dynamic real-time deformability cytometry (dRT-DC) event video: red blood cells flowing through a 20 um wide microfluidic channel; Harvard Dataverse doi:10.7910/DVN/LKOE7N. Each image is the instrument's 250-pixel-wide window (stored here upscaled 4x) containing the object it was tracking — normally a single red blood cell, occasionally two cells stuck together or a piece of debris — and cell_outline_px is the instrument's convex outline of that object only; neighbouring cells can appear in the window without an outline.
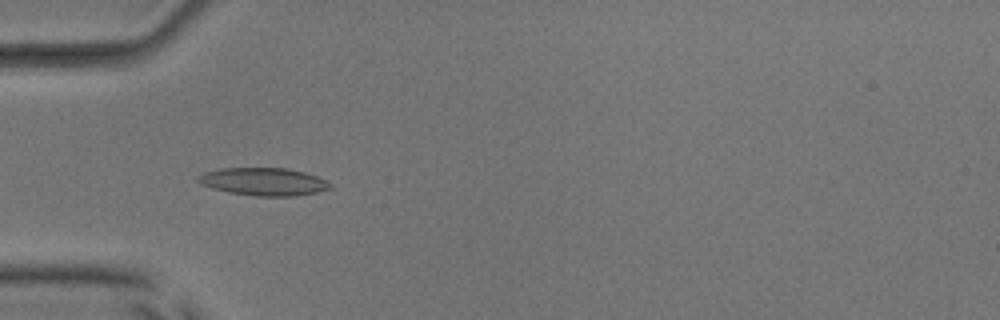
{"species": "common noctule bat (a hibernating species)", "species_latin": "Nyctalus noctula", "temperature_condition": "room temperature", "stored_images_in_passage": 31, "camera_frame_rate_fps": 3000, "um_per_image_px": 0.085, "animal": {"sex": "male", "body_mass_g": 17.9, "forearm_length_mm": 54.2}, "frame": {"image": 1, "passage_image": 2, "time_ms": 0.333, "image_size_px": [1000, 320], "cell_outline_px": [[332, 188], [316, 192], [296, 196], [252, 196], [228, 192], [212, 188], [200, 184], [196, 180], [196, 176], [204, 172], [220, 168], [288, 168], [304, 172], [316, 176], [332, 184]], "centroid_in_image_um": [22.37, 15.44], "position_along_channel_um": 62.6, "area_um2": 21.5}}
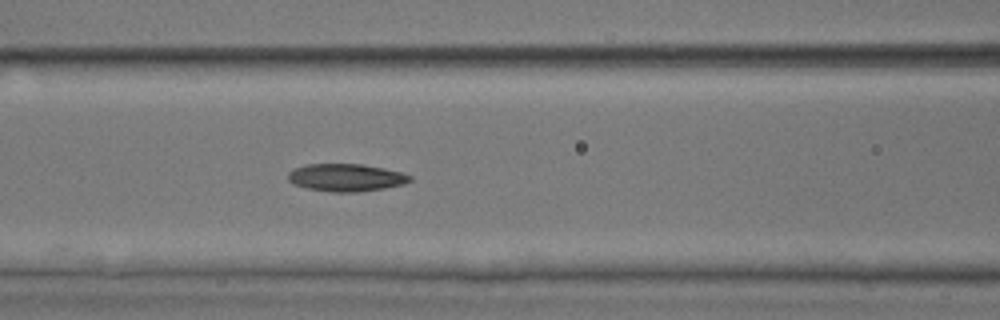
{"frame": {"image": 2, "passage_image": 8, "time_ms": 2.333, "image_size_px": [1000, 320], "cell_outline_px": [[412, 180], [404, 184], [384, 188], [356, 192], [332, 192], [308, 188], [292, 184], [288, 180], [288, 172], [296, 168], [308, 164], [364, 164], [384, 168], [400, 172], [412, 176]], "centroid_in_image_um": [29.42, 15.09], "position_along_channel_um": 137.2, "area_um2": 19.54}}
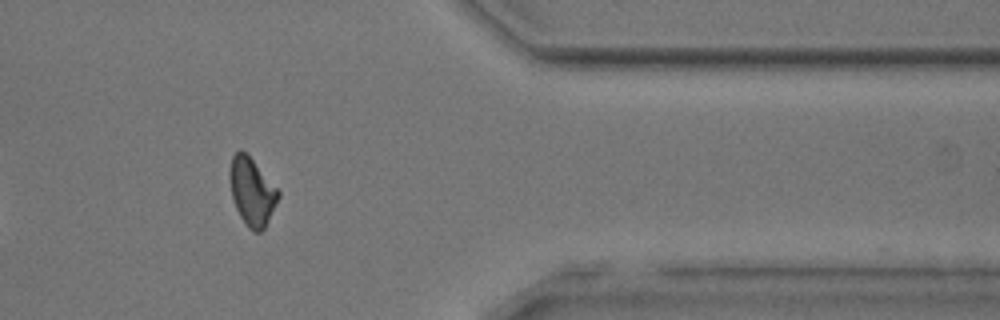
{"frame": {"image": 3, "passage_image": 29, "time_ms": 9.333, "image_size_px": [1000, 320], "cell_outline_px": [[280, 196], [264, 228], [260, 232], [252, 232], [248, 228], [240, 216], [236, 208], [232, 196], [228, 176], [228, 172], [232, 156], [240, 148], [248, 152], [280, 192]], "centroid_in_image_um": [21.39, 16.23], "position_along_channel_um": 390.0, "area_um2": 19.42}}